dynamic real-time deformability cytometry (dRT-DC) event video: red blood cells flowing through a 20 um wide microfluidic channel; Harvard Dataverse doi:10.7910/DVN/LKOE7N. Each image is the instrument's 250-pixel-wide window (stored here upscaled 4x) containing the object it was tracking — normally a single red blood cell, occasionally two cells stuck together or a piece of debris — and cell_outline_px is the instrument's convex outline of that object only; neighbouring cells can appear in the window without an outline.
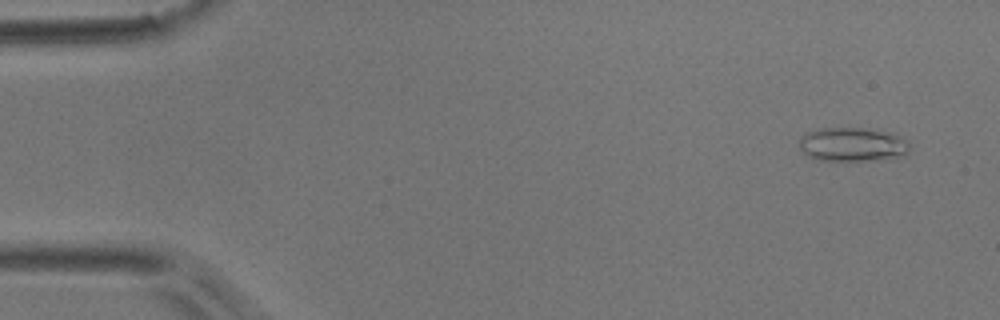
{"species": "common noctule bat (a hibernating species)", "species_latin": "Nyctalus noctula", "temperature_condition": "room temperature", "stored_images_in_passage": 4, "camera_frame_rate_fps": 3000, "um_per_image_px": 0.085, "animal": {"sex": "male", "body_mass_g": 17.9}, "frame": {"image": 1, "passage_image": 1, "time_ms": 0.0, "image_size_px": [1000, 320], "cell_outline_px": [[912, 144], [908, 152], [904, 156], [872, 160], [816, 160], [808, 156], [800, 148], [800, 136], [808, 132], [820, 128], [880, 128], [900, 136], [908, 140]], "centroid_in_image_um": [72.53, 12.26], "position_along_channel_um": 12.5, "area_um2": 22.25}}
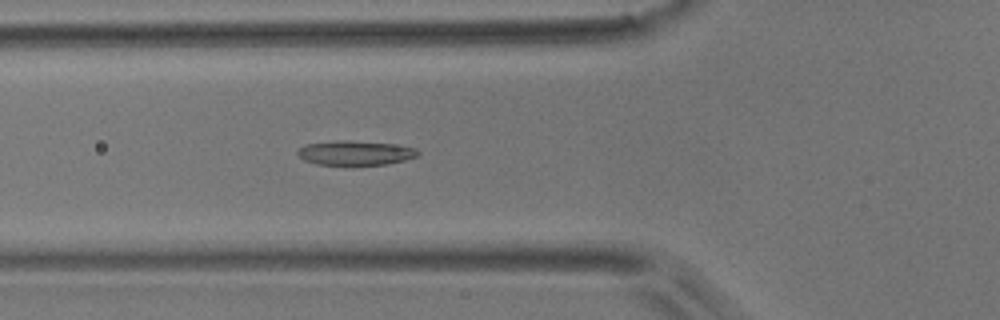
{"frame": {"image": 2, "passage_image": 4, "time_ms": 5.333, "image_size_px": [1000, 320], "cell_outline_px": [[420, 152], [416, 156], [404, 160], [388, 164], [316, 164], [304, 160], [296, 152], [304, 144], [336, 140], [348, 140], [392, 144], [416, 148]], "centroid_in_image_um": [30.18, 12.98], "position_along_channel_um": 95.6, "area_um2": 16.94}}